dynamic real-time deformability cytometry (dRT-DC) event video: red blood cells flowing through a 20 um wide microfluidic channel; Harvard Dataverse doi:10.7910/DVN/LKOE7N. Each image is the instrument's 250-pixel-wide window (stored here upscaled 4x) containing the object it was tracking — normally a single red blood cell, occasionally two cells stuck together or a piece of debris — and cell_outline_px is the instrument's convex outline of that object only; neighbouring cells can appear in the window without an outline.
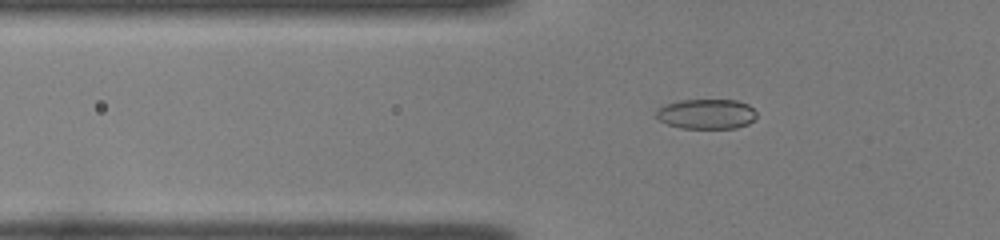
{"species": "common noctule bat (a hibernating species)", "species_latin": "Nyctalus noctula", "temperature_condition": "room temperature", "stored_images_in_passage": 54, "camera_frame_rate_fps": 3000, "um_per_image_px": 0.085, "animal": {"sex": "female", "body_mass_g": 22.0, "forearm_length_mm": 56.7}, "frame": {"image": 1, "passage_image": 21, "time_ms": 6.667, "image_size_px": [1000, 240], "cell_outline_px": [[756, 120], [748, 124], [736, 128], [680, 128], [668, 124], [660, 120], [656, 116], [656, 112], [660, 108], [668, 104], [680, 100], [736, 100], [748, 104], [756, 112]], "centroid_in_image_um": [60.1, 9.69], "position_along_channel_um": 65.7, "area_um2": 17.46}}
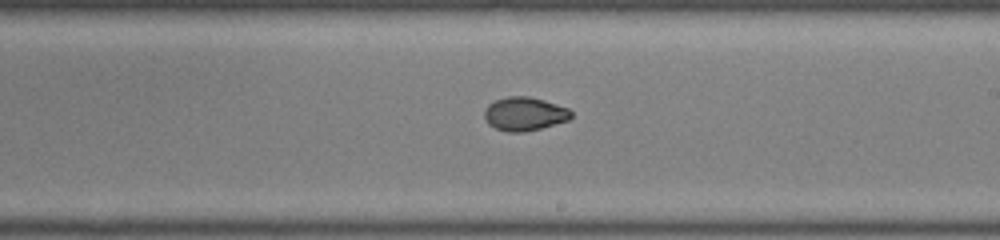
{"frame": {"image": 2, "passage_image": 35, "time_ms": 11.333, "image_size_px": [1000, 240], "cell_outline_px": [[572, 116], [568, 120], [540, 128], [524, 132], [508, 132], [496, 128], [488, 124], [484, 116], [484, 112], [488, 104], [496, 100], [508, 96], [528, 96], [544, 100], [568, 108], [572, 112]], "centroid_in_image_um": [44.57, 9.67], "position_along_channel_um": 244.4, "area_um2": 16.88}}
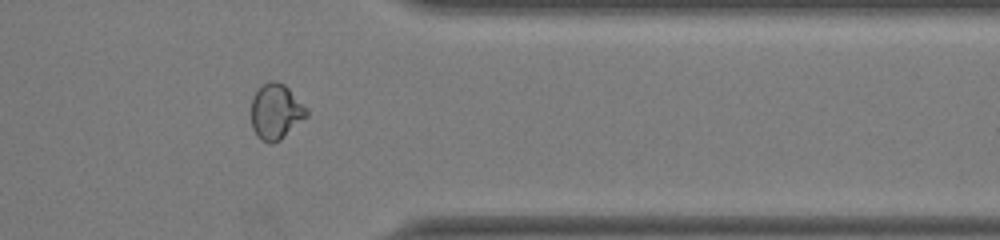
{"frame": {"image": 3, "passage_image": 46, "time_ms": 15.0, "image_size_px": [1000, 240], "cell_outline_px": [[308, 116], [280, 140], [272, 144], [268, 144], [260, 140], [256, 136], [252, 128], [252, 96], [268, 80], [276, 80], [284, 84], [308, 108]], "centroid_in_image_um": [23.46, 9.5], "position_along_channel_um": 387.9, "area_um2": 18.09}, "authors_computed_cell_mechanics": {"area_um2": 18.0336, "velocity_mm_per_s": 3.999, "shape_relaxation_time_tau1_ms": 8.3844, "shape_relaxation_time_tau2_ms": 1.3112, "deformation_change_tau1": 0.1687, "deformation_change_tau2": 0.0425}}